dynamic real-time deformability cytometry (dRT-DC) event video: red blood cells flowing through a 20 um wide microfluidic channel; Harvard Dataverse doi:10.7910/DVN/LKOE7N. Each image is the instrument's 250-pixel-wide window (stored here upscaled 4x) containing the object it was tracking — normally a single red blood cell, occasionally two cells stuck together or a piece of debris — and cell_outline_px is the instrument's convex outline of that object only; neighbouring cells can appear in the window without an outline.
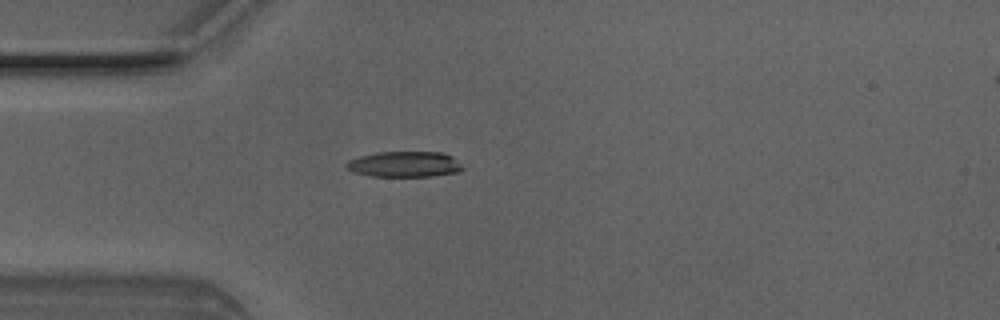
{"species": "Egyptian fruit bat (a non-hibernating species)", "species_latin": "Rousettus aegyptiacus", "temperature_condition": "room temperature", "stored_images_in_passage": 4, "camera_frame_rate_fps": 3000, "um_per_image_px": 0.085, "animal": {"sex": "male"}, "frame": {"image": 1, "passage_image": 4, "time_ms": 1.0, "image_size_px": [1000, 320], "cell_outline_px": [[464, 168], [460, 172], [432, 176], [372, 176], [352, 172], [344, 168], [344, 164], [348, 160], [360, 156], [376, 152], [444, 152], [452, 156]], "centroid_in_image_um": [34.35, 13.96], "position_along_channel_um": 50.6, "area_um2": 17.57}}